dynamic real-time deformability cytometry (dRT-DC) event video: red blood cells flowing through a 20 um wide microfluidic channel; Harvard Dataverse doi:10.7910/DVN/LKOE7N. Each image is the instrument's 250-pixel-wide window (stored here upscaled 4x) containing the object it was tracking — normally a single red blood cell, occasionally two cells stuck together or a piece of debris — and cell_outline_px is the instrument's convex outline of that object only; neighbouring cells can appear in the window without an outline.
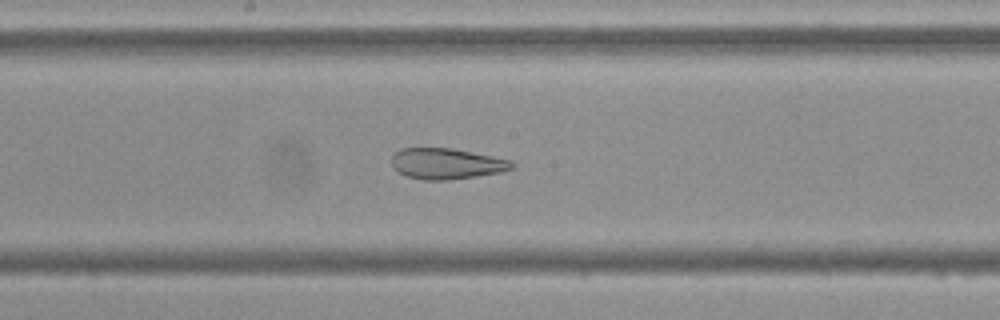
{"species": "Egyptian fruit bat (a non-hibernating species)", "species_latin": "Rousettus aegyptiacus", "temperature_condition": "cold", "stored_images_in_passage": 42, "camera_frame_rate_fps": 3000, "um_per_image_px": 0.085, "frame": {"image": 1, "passage_image": 16, "time_ms": 5.0, "image_size_px": [1000, 320], "cell_outline_px": [[516, 164], [512, 168], [500, 172], [476, 176], [448, 180], [424, 180], [408, 176], [396, 172], [392, 168], [392, 156], [400, 148], [452, 148], [512, 160]], "centroid_in_image_um": [37.94, 13.91], "position_along_channel_um": 210.3, "area_um2": 21.68}}
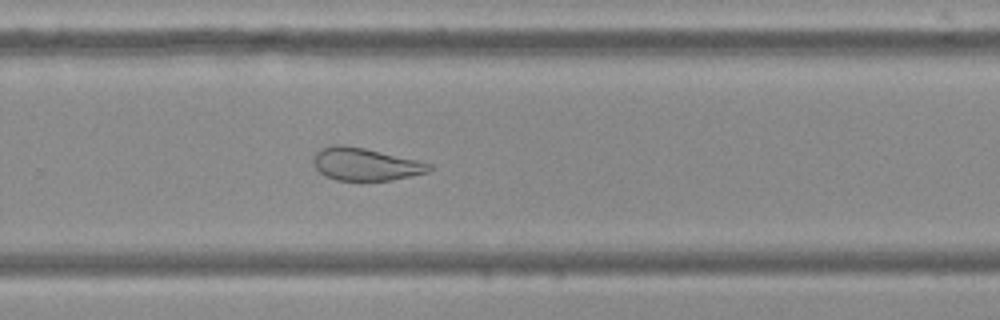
{"frame": {"image": 2, "passage_image": 23, "time_ms": 7.333, "image_size_px": [1000, 320], "cell_outline_px": [[432, 168], [428, 172], [392, 180], [336, 180], [324, 176], [316, 168], [312, 160], [316, 152], [320, 148], [332, 144], [340, 144], [364, 148], [416, 160], [432, 164]], "centroid_in_image_um": [31.01, 13.95], "position_along_channel_um": 298.8, "area_um2": 21.91}}
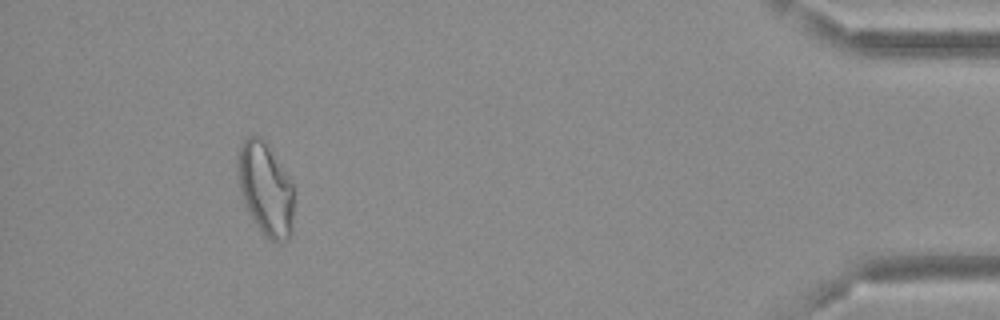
{"frame": {"image": 3, "passage_image": 37, "time_ms": 12.0, "image_size_px": [1000, 320], "cell_outline_px": [[292, 232], [288, 240], [280, 244], [268, 240], [264, 236], [256, 224], [244, 204], [240, 192], [236, 176], [236, 160], [240, 144], [244, 136], [260, 136], [264, 140], [292, 180]], "centroid_in_image_um": [22.53, 16.05], "position_along_channel_um": 412.7, "area_um2": 31.04}}